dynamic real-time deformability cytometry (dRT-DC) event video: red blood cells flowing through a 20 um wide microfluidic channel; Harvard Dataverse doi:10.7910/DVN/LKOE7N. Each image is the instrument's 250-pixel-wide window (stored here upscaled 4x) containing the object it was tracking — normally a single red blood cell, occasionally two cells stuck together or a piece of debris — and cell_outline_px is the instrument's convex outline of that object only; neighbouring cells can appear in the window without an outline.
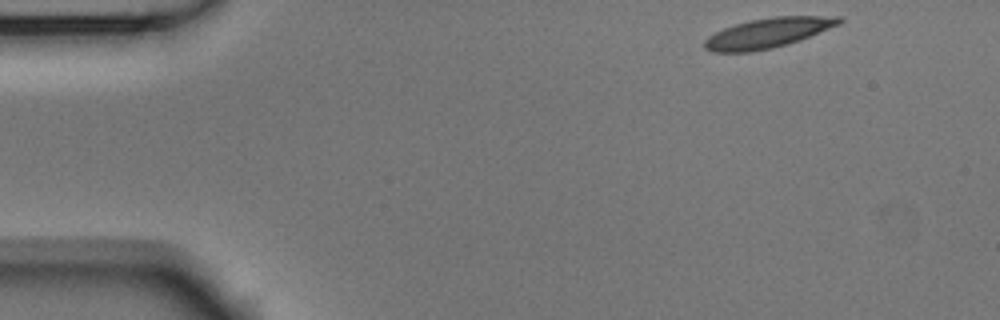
{"species": "Egyptian fruit bat (a non-hibernating species)", "species_latin": "Rousettus aegyptiacus", "temperature_condition": "room temperature", "stored_images_in_passage": 49, "camera_frame_rate_fps": 3000, "um_per_image_px": 0.085, "animal": {"sex": "male"}, "frame": {"image": 1, "passage_image": 1, "time_ms": 0.0, "image_size_px": [1000, 320], "cell_outline_px": [[844, 20], [840, 24], [800, 40], [788, 44], [772, 48], [752, 52], [712, 52], [704, 48], [704, 40], [708, 36], [724, 28], [748, 20], [772, 16], [844, 16]], "centroid_in_image_um": [65.29, 2.79], "position_along_channel_um": 19.7, "area_um2": 23.58}}
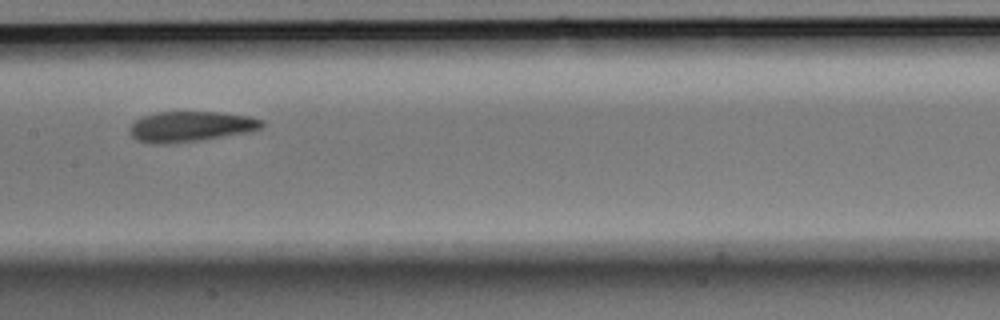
{"frame": {"image": 2, "passage_image": 22, "time_ms": 7.0, "image_size_px": [1000, 320], "cell_outline_px": [[264, 124], [260, 128], [244, 132], [200, 140], [164, 144], [156, 144], [136, 140], [128, 132], [132, 124], [140, 116], [156, 112], [220, 112], [248, 116], [264, 120]], "centroid_in_image_um": [16.15, 10.74], "position_along_channel_um": 191.3, "area_um2": 23.24}}
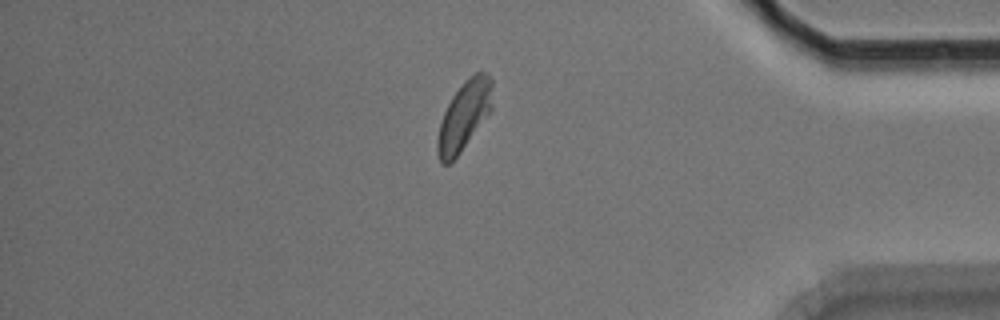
{"frame": {"image": 3, "passage_image": 41, "time_ms": 13.333, "image_size_px": [1000, 320], "cell_outline_px": [[492, 112], [460, 152], [448, 164], [440, 164], [436, 152], [436, 140], [440, 124], [444, 112], [452, 96], [464, 80], [476, 72], [488, 72], [492, 80]], "centroid_in_image_um": [39.46, 9.84], "position_along_channel_um": 395.7, "area_um2": 22.37}, "authors_computed_cell_mechanics": {"area_um2": 22.9466, "velocity_mm_per_s": 3.7048, "shape_relaxation_time_tau1_ms": 4.2059, "shape_relaxation_time_tau2_ms": 2.5118, "deformation_change_tau1": 0.1489, "deformation_change_tau2": 0.0741}}